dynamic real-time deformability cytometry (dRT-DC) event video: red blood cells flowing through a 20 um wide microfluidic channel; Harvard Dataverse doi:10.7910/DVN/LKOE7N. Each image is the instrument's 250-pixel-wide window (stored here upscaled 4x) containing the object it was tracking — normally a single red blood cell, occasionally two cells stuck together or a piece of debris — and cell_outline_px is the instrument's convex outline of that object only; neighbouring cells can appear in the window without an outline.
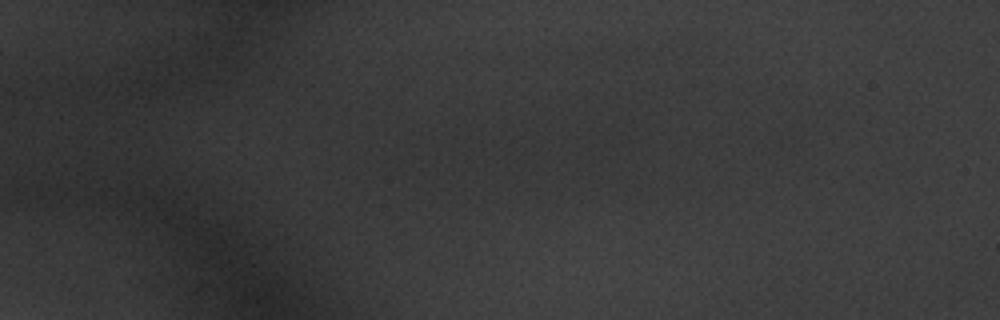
{"species": "common noctule bat (a hibernating species)", "species_latin": "Nyctalus noctula", "temperature_condition": "warm", "stored_images_in_passage": 10, "segment_of_instrument_passage": [1, 2], "camera_frame_rate_fps": 3000, "um_per_image_px": 0.085, "animal": {"sex": "male", "body_mass_g": 20.1, "forearm_length_mm": 53.5}, "frame": {"image": 1, "passage_image": 9, "time_ms": 2.667, "image_size_px": [1000, 320], "cell_outline_px": [[636, 140], [608, 160], [520, 160], [512, 140], [520, 124], [576, 116], [616, 120]], "centroid_in_image_um": [48.56, 11.85], "position_along_channel_um": 36.4, "area_um2": 31.67}}